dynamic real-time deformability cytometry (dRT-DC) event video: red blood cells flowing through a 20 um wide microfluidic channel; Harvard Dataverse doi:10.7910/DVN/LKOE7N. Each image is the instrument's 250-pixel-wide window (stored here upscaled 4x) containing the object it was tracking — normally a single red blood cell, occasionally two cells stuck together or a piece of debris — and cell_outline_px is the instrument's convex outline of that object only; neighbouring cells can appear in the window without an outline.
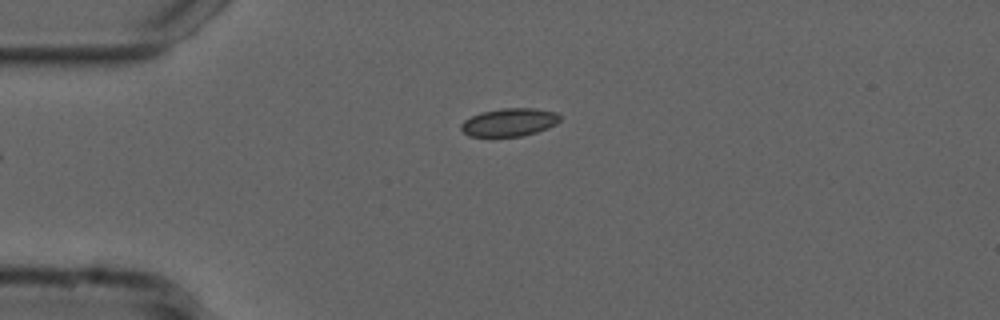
{"species": "common noctule bat (a hibernating species)", "species_latin": "Nyctalus noctula", "temperature_condition": "cold", "stored_images_in_passage": 35, "camera_frame_rate_fps": 3000, "um_per_image_px": 0.085, "animal": {"sex": "male", "forearm_length_mm": 52.5}, "frame": {"image": 1, "passage_image": 1, "time_ms": 0.0, "image_size_px": [1000, 320], "cell_outline_px": [[560, 120], [556, 124], [548, 128], [536, 132], [520, 136], [468, 136], [460, 128], [460, 124], [464, 120], [480, 112], [500, 108], [536, 108], [556, 112], [560, 116]], "centroid_in_image_um": [43.29, 10.38], "position_along_channel_um": 41.7, "area_um2": 16.18}}
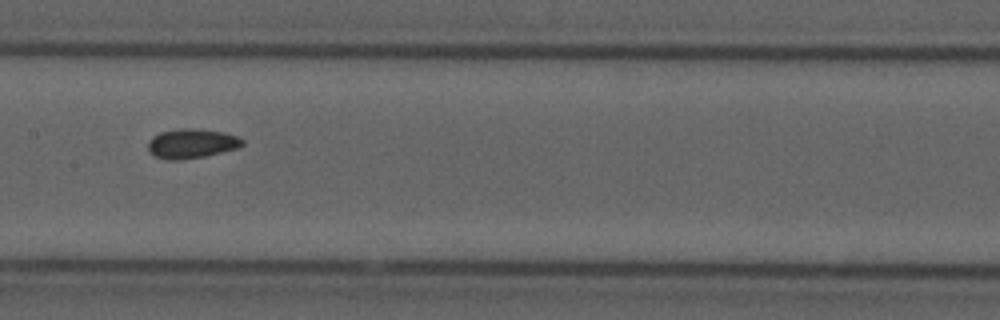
{"frame": {"image": 2, "passage_image": 15, "time_ms": 4.667, "image_size_px": [1000, 320], "cell_outline_px": [[244, 144], [236, 148], [204, 156], [180, 160], [168, 160], [156, 156], [148, 152], [148, 140], [152, 136], [160, 132], [180, 128], [188, 128], [224, 132], [236, 136], [244, 140]], "centroid_in_image_um": [16.24, 12.2], "position_along_channel_um": 191.2, "area_um2": 16.13}}
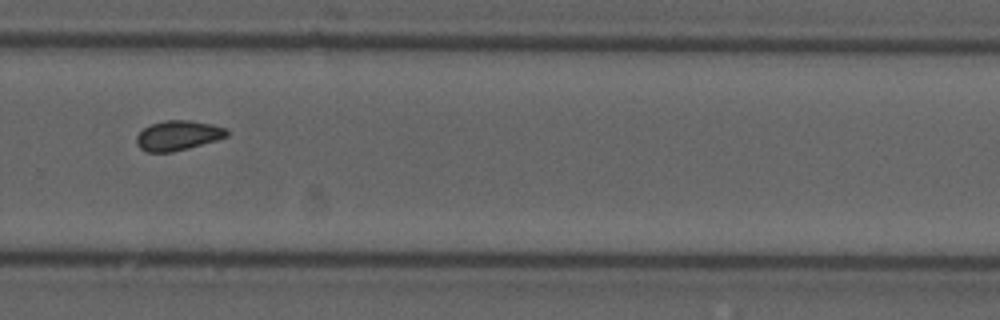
{"frame": {"image": 3, "passage_image": 25, "time_ms": 8.0, "image_size_px": [1000, 320], "cell_outline_px": [[228, 136], [216, 140], [188, 148], [172, 152], [148, 152], [140, 148], [136, 144], [136, 136], [144, 128], [152, 124], [164, 120], [188, 120], [212, 124], [224, 128], [228, 132]], "centroid_in_image_um": [15.11, 11.51], "position_along_channel_um": 314.7, "area_um2": 15.55}, "authors_computed_cell_mechanics": {"area_um2": 15.6638, "velocity_mm_per_s": 3.7253, "shape_relaxation_time_tau1_ms": null, "shape_relaxation_time_tau2_ms": 2.8259, "deformation_change_tau1": null, "deformation_change_tau2": 0.0544}}